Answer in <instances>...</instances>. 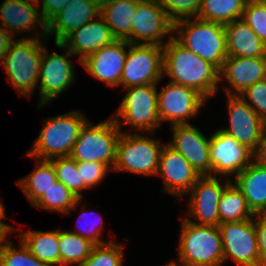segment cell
Instances as JSON below:
<instances>
[{
  "mask_svg": "<svg viewBox=\"0 0 266 266\" xmlns=\"http://www.w3.org/2000/svg\"><path fill=\"white\" fill-rule=\"evenodd\" d=\"M219 72L214 65L179 44L173 35L163 46V75H169L174 84L196 90L207 100L217 93L221 83Z\"/></svg>",
  "mask_w": 266,
  "mask_h": 266,
  "instance_id": "cell-1",
  "label": "cell"
},
{
  "mask_svg": "<svg viewBox=\"0 0 266 266\" xmlns=\"http://www.w3.org/2000/svg\"><path fill=\"white\" fill-rule=\"evenodd\" d=\"M173 32L179 34L173 35L179 44L221 70L228 56L224 25L190 18L175 22Z\"/></svg>",
  "mask_w": 266,
  "mask_h": 266,
  "instance_id": "cell-2",
  "label": "cell"
},
{
  "mask_svg": "<svg viewBox=\"0 0 266 266\" xmlns=\"http://www.w3.org/2000/svg\"><path fill=\"white\" fill-rule=\"evenodd\" d=\"M23 37L14 40L3 58L1 65L4 67L8 80L15 90L23 97L32 95L39 83V70L43 52L41 37Z\"/></svg>",
  "mask_w": 266,
  "mask_h": 266,
  "instance_id": "cell-3",
  "label": "cell"
},
{
  "mask_svg": "<svg viewBox=\"0 0 266 266\" xmlns=\"http://www.w3.org/2000/svg\"><path fill=\"white\" fill-rule=\"evenodd\" d=\"M181 220L178 262L185 266H222L224 254L218 226L197 225Z\"/></svg>",
  "mask_w": 266,
  "mask_h": 266,
  "instance_id": "cell-4",
  "label": "cell"
},
{
  "mask_svg": "<svg viewBox=\"0 0 266 266\" xmlns=\"http://www.w3.org/2000/svg\"><path fill=\"white\" fill-rule=\"evenodd\" d=\"M80 111L47 118L38 138L26 155L33 159L52 160L68 157L82 125L88 120Z\"/></svg>",
  "mask_w": 266,
  "mask_h": 266,
  "instance_id": "cell-5",
  "label": "cell"
},
{
  "mask_svg": "<svg viewBox=\"0 0 266 266\" xmlns=\"http://www.w3.org/2000/svg\"><path fill=\"white\" fill-rule=\"evenodd\" d=\"M113 117L95 125L87 120L80 128L69 156L77 162L103 163L112 170L116 161L117 142L122 133Z\"/></svg>",
  "mask_w": 266,
  "mask_h": 266,
  "instance_id": "cell-6",
  "label": "cell"
},
{
  "mask_svg": "<svg viewBox=\"0 0 266 266\" xmlns=\"http://www.w3.org/2000/svg\"><path fill=\"white\" fill-rule=\"evenodd\" d=\"M164 144L160 140L138 134L123 132L117 142L116 161L112 171L155 176L159 167L160 152Z\"/></svg>",
  "mask_w": 266,
  "mask_h": 266,
  "instance_id": "cell-7",
  "label": "cell"
},
{
  "mask_svg": "<svg viewBox=\"0 0 266 266\" xmlns=\"http://www.w3.org/2000/svg\"><path fill=\"white\" fill-rule=\"evenodd\" d=\"M157 85L148 84L125 89L128 90L114 114L117 118H113L119 128L128 124L139 132L150 133L159 128L162 123L158 112ZM118 117L123 119L122 123Z\"/></svg>",
  "mask_w": 266,
  "mask_h": 266,
  "instance_id": "cell-8",
  "label": "cell"
},
{
  "mask_svg": "<svg viewBox=\"0 0 266 266\" xmlns=\"http://www.w3.org/2000/svg\"><path fill=\"white\" fill-rule=\"evenodd\" d=\"M123 67L120 85L124 88L158 84L163 75V46L131 44Z\"/></svg>",
  "mask_w": 266,
  "mask_h": 266,
  "instance_id": "cell-9",
  "label": "cell"
},
{
  "mask_svg": "<svg viewBox=\"0 0 266 266\" xmlns=\"http://www.w3.org/2000/svg\"><path fill=\"white\" fill-rule=\"evenodd\" d=\"M57 48L64 49V54L53 52L49 55L43 44L41 65L39 70L40 97L39 107L50 104L57 96L62 94L75 80V72L70 62L74 55L61 43H55Z\"/></svg>",
  "mask_w": 266,
  "mask_h": 266,
  "instance_id": "cell-10",
  "label": "cell"
},
{
  "mask_svg": "<svg viewBox=\"0 0 266 266\" xmlns=\"http://www.w3.org/2000/svg\"><path fill=\"white\" fill-rule=\"evenodd\" d=\"M224 262L238 266H265L259 257L254 217L241 222L220 224Z\"/></svg>",
  "mask_w": 266,
  "mask_h": 266,
  "instance_id": "cell-11",
  "label": "cell"
},
{
  "mask_svg": "<svg viewBox=\"0 0 266 266\" xmlns=\"http://www.w3.org/2000/svg\"><path fill=\"white\" fill-rule=\"evenodd\" d=\"M173 24L156 0L138 2L131 34L125 40L131 44L164 46L162 39L173 34Z\"/></svg>",
  "mask_w": 266,
  "mask_h": 266,
  "instance_id": "cell-12",
  "label": "cell"
},
{
  "mask_svg": "<svg viewBox=\"0 0 266 266\" xmlns=\"http://www.w3.org/2000/svg\"><path fill=\"white\" fill-rule=\"evenodd\" d=\"M157 97L160 122L167 120L171 126L189 124V119L197 116L206 100L196 90L172 82L157 91Z\"/></svg>",
  "mask_w": 266,
  "mask_h": 266,
  "instance_id": "cell-13",
  "label": "cell"
},
{
  "mask_svg": "<svg viewBox=\"0 0 266 266\" xmlns=\"http://www.w3.org/2000/svg\"><path fill=\"white\" fill-rule=\"evenodd\" d=\"M253 161V152L232 136L217 129L210 136L211 176H232L246 169Z\"/></svg>",
  "mask_w": 266,
  "mask_h": 266,
  "instance_id": "cell-14",
  "label": "cell"
},
{
  "mask_svg": "<svg viewBox=\"0 0 266 266\" xmlns=\"http://www.w3.org/2000/svg\"><path fill=\"white\" fill-rule=\"evenodd\" d=\"M231 182V179L225 178V184H222L217 176H201L187 193L190 195L188 217L195 218L198 223L191 218L186 219L197 225L219 226L218 203Z\"/></svg>",
  "mask_w": 266,
  "mask_h": 266,
  "instance_id": "cell-15",
  "label": "cell"
},
{
  "mask_svg": "<svg viewBox=\"0 0 266 266\" xmlns=\"http://www.w3.org/2000/svg\"><path fill=\"white\" fill-rule=\"evenodd\" d=\"M173 137L167 144L179 152L200 176H211L210 137L189 124L172 125Z\"/></svg>",
  "mask_w": 266,
  "mask_h": 266,
  "instance_id": "cell-16",
  "label": "cell"
},
{
  "mask_svg": "<svg viewBox=\"0 0 266 266\" xmlns=\"http://www.w3.org/2000/svg\"><path fill=\"white\" fill-rule=\"evenodd\" d=\"M229 127L220 130L254 152L265 122L239 95H227Z\"/></svg>",
  "mask_w": 266,
  "mask_h": 266,
  "instance_id": "cell-17",
  "label": "cell"
},
{
  "mask_svg": "<svg viewBox=\"0 0 266 266\" xmlns=\"http://www.w3.org/2000/svg\"><path fill=\"white\" fill-rule=\"evenodd\" d=\"M163 179L164 191L179 199L186 195L201 177L191 164L177 151L164 144L156 176Z\"/></svg>",
  "mask_w": 266,
  "mask_h": 266,
  "instance_id": "cell-18",
  "label": "cell"
},
{
  "mask_svg": "<svg viewBox=\"0 0 266 266\" xmlns=\"http://www.w3.org/2000/svg\"><path fill=\"white\" fill-rule=\"evenodd\" d=\"M126 47V40L116 39L112 44L103 46L88 56L81 65L91 76L105 82L107 86L118 87L126 60Z\"/></svg>",
  "mask_w": 266,
  "mask_h": 266,
  "instance_id": "cell-19",
  "label": "cell"
},
{
  "mask_svg": "<svg viewBox=\"0 0 266 266\" xmlns=\"http://www.w3.org/2000/svg\"><path fill=\"white\" fill-rule=\"evenodd\" d=\"M231 85L224 86L227 95H241L248 87L266 78V57L227 56L219 72Z\"/></svg>",
  "mask_w": 266,
  "mask_h": 266,
  "instance_id": "cell-20",
  "label": "cell"
},
{
  "mask_svg": "<svg viewBox=\"0 0 266 266\" xmlns=\"http://www.w3.org/2000/svg\"><path fill=\"white\" fill-rule=\"evenodd\" d=\"M101 13V0H71L46 26L47 37L61 43L70 33Z\"/></svg>",
  "mask_w": 266,
  "mask_h": 266,
  "instance_id": "cell-21",
  "label": "cell"
},
{
  "mask_svg": "<svg viewBox=\"0 0 266 266\" xmlns=\"http://www.w3.org/2000/svg\"><path fill=\"white\" fill-rule=\"evenodd\" d=\"M116 38L104 18L99 15L96 19L85 23L70 33L61 44L73 55L79 56L81 63L88 56L94 54L103 46L112 44Z\"/></svg>",
  "mask_w": 266,
  "mask_h": 266,
  "instance_id": "cell-22",
  "label": "cell"
},
{
  "mask_svg": "<svg viewBox=\"0 0 266 266\" xmlns=\"http://www.w3.org/2000/svg\"><path fill=\"white\" fill-rule=\"evenodd\" d=\"M36 2L28 0H4L0 6L1 26L13 37L14 33L36 31L41 26L42 37H47L46 24L41 18L39 7ZM40 24V25H38Z\"/></svg>",
  "mask_w": 266,
  "mask_h": 266,
  "instance_id": "cell-23",
  "label": "cell"
},
{
  "mask_svg": "<svg viewBox=\"0 0 266 266\" xmlns=\"http://www.w3.org/2000/svg\"><path fill=\"white\" fill-rule=\"evenodd\" d=\"M228 56L266 57V45L243 18L224 25Z\"/></svg>",
  "mask_w": 266,
  "mask_h": 266,
  "instance_id": "cell-24",
  "label": "cell"
},
{
  "mask_svg": "<svg viewBox=\"0 0 266 266\" xmlns=\"http://www.w3.org/2000/svg\"><path fill=\"white\" fill-rule=\"evenodd\" d=\"M234 185L242 192L254 213L266 210V165L254 160L235 176Z\"/></svg>",
  "mask_w": 266,
  "mask_h": 266,
  "instance_id": "cell-25",
  "label": "cell"
},
{
  "mask_svg": "<svg viewBox=\"0 0 266 266\" xmlns=\"http://www.w3.org/2000/svg\"><path fill=\"white\" fill-rule=\"evenodd\" d=\"M137 3L133 0H101L100 15L117 40H125L131 34Z\"/></svg>",
  "mask_w": 266,
  "mask_h": 266,
  "instance_id": "cell-26",
  "label": "cell"
},
{
  "mask_svg": "<svg viewBox=\"0 0 266 266\" xmlns=\"http://www.w3.org/2000/svg\"><path fill=\"white\" fill-rule=\"evenodd\" d=\"M29 252L48 266H60L57 231H27L18 235Z\"/></svg>",
  "mask_w": 266,
  "mask_h": 266,
  "instance_id": "cell-27",
  "label": "cell"
},
{
  "mask_svg": "<svg viewBox=\"0 0 266 266\" xmlns=\"http://www.w3.org/2000/svg\"><path fill=\"white\" fill-rule=\"evenodd\" d=\"M36 160L34 170L17 181L32 206L57 182L53 163L50 160Z\"/></svg>",
  "mask_w": 266,
  "mask_h": 266,
  "instance_id": "cell-28",
  "label": "cell"
},
{
  "mask_svg": "<svg viewBox=\"0 0 266 266\" xmlns=\"http://www.w3.org/2000/svg\"><path fill=\"white\" fill-rule=\"evenodd\" d=\"M219 225L251 219L255 214L250 210L242 192L233 181L224 189L218 203Z\"/></svg>",
  "mask_w": 266,
  "mask_h": 266,
  "instance_id": "cell-29",
  "label": "cell"
},
{
  "mask_svg": "<svg viewBox=\"0 0 266 266\" xmlns=\"http://www.w3.org/2000/svg\"><path fill=\"white\" fill-rule=\"evenodd\" d=\"M60 266H79L91 254L95 246L90 240L70 231L58 229Z\"/></svg>",
  "mask_w": 266,
  "mask_h": 266,
  "instance_id": "cell-30",
  "label": "cell"
},
{
  "mask_svg": "<svg viewBox=\"0 0 266 266\" xmlns=\"http://www.w3.org/2000/svg\"><path fill=\"white\" fill-rule=\"evenodd\" d=\"M247 0H202L199 19L226 25L243 16Z\"/></svg>",
  "mask_w": 266,
  "mask_h": 266,
  "instance_id": "cell-31",
  "label": "cell"
},
{
  "mask_svg": "<svg viewBox=\"0 0 266 266\" xmlns=\"http://www.w3.org/2000/svg\"><path fill=\"white\" fill-rule=\"evenodd\" d=\"M82 199H78L62 182L57 181L45 194L33 205L36 208L62 214H70L76 209Z\"/></svg>",
  "mask_w": 266,
  "mask_h": 266,
  "instance_id": "cell-32",
  "label": "cell"
},
{
  "mask_svg": "<svg viewBox=\"0 0 266 266\" xmlns=\"http://www.w3.org/2000/svg\"><path fill=\"white\" fill-rule=\"evenodd\" d=\"M50 161L53 163L57 181L62 182L78 199H82V191L88 187L81 181L77 161L70 156L58 157Z\"/></svg>",
  "mask_w": 266,
  "mask_h": 266,
  "instance_id": "cell-33",
  "label": "cell"
},
{
  "mask_svg": "<svg viewBox=\"0 0 266 266\" xmlns=\"http://www.w3.org/2000/svg\"><path fill=\"white\" fill-rule=\"evenodd\" d=\"M123 246L109 241L95 245L91 254L79 266H123Z\"/></svg>",
  "mask_w": 266,
  "mask_h": 266,
  "instance_id": "cell-34",
  "label": "cell"
},
{
  "mask_svg": "<svg viewBox=\"0 0 266 266\" xmlns=\"http://www.w3.org/2000/svg\"><path fill=\"white\" fill-rule=\"evenodd\" d=\"M0 266H48L32 255L20 241V248H15L12 241H8L0 252Z\"/></svg>",
  "mask_w": 266,
  "mask_h": 266,
  "instance_id": "cell-35",
  "label": "cell"
},
{
  "mask_svg": "<svg viewBox=\"0 0 266 266\" xmlns=\"http://www.w3.org/2000/svg\"><path fill=\"white\" fill-rule=\"evenodd\" d=\"M242 18L266 45V0H247Z\"/></svg>",
  "mask_w": 266,
  "mask_h": 266,
  "instance_id": "cell-36",
  "label": "cell"
},
{
  "mask_svg": "<svg viewBox=\"0 0 266 266\" xmlns=\"http://www.w3.org/2000/svg\"><path fill=\"white\" fill-rule=\"evenodd\" d=\"M175 23L183 19L197 18L202 0H156Z\"/></svg>",
  "mask_w": 266,
  "mask_h": 266,
  "instance_id": "cell-37",
  "label": "cell"
},
{
  "mask_svg": "<svg viewBox=\"0 0 266 266\" xmlns=\"http://www.w3.org/2000/svg\"><path fill=\"white\" fill-rule=\"evenodd\" d=\"M239 96L266 123V78L252 84Z\"/></svg>",
  "mask_w": 266,
  "mask_h": 266,
  "instance_id": "cell-38",
  "label": "cell"
},
{
  "mask_svg": "<svg viewBox=\"0 0 266 266\" xmlns=\"http://www.w3.org/2000/svg\"><path fill=\"white\" fill-rule=\"evenodd\" d=\"M82 211L81 213L79 214V218L77 220V223H80V222H84L85 221V225H82L81 224V227L79 225L76 224V228L77 230L75 232L71 231L72 233H75L83 238H86L88 240H90L92 243H94L95 245H102V244H105V243H108V242H105L104 240H102L100 237H101V228L103 227V218L102 216L99 214V213H96L100 216L99 218V221H100V224L98 221H93L91 218H89V213L88 211L85 210V206L82 207ZM92 215V214H91ZM90 215V216H91ZM94 215V213H93ZM92 215V216H93ZM97 217V216H96ZM88 218V219H87ZM90 220V221H89ZM79 221V222H78ZM87 222V224H86ZM84 224V223H83ZM99 224V225H98ZM101 225V226H100Z\"/></svg>",
  "mask_w": 266,
  "mask_h": 266,
  "instance_id": "cell-39",
  "label": "cell"
},
{
  "mask_svg": "<svg viewBox=\"0 0 266 266\" xmlns=\"http://www.w3.org/2000/svg\"><path fill=\"white\" fill-rule=\"evenodd\" d=\"M77 169L81 175V181L88 188L98 186L111 170L106 164L99 162H77Z\"/></svg>",
  "mask_w": 266,
  "mask_h": 266,
  "instance_id": "cell-40",
  "label": "cell"
},
{
  "mask_svg": "<svg viewBox=\"0 0 266 266\" xmlns=\"http://www.w3.org/2000/svg\"><path fill=\"white\" fill-rule=\"evenodd\" d=\"M255 216L254 224L259 257L261 262L266 266V213L260 212L255 214Z\"/></svg>",
  "mask_w": 266,
  "mask_h": 266,
  "instance_id": "cell-41",
  "label": "cell"
},
{
  "mask_svg": "<svg viewBox=\"0 0 266 266\" xmlns=\"http://www.w3.org/2000/svg\"><path fill=\"white\" fill-rule=\"evenodd\" d=\"M70 1L71 0H38L37 4L41 5L40 8L42 7L40 15L44 23L47 25Z\"/></svg>",
  "mask_w": 266,
  "mask_h": 266,
  "instance_id": "cell-42",
  "label": "cell"
},
{
  "mask_svg": "<svg viewBox=\"0 0 266 266\" xmlns=\"http://www.w3.org/2000/svg\"><path fill=\"white\" fill-rule=\"evenodd\" d=\"M253 160L262 165H266V123L261 131L258 146L253 152Z\"/></svg>",
  "mask_w": 266,
  "mask_h": 266,
  "instance_id": "cell-43",
  "label": "cell"
},
{
  "mask_svg": "<svg viewBox=\"0 0 266 266\" xmlns=\"http://www.w3.org/2000/svg\"><path fill=\"white\" fill-rule=\"evenodd\" d=\"M14 41V37L0 26V65L3 61L4 56L6 55L10 44Z\"/></svg>",
  "mask_w": 266,
  "mask_h": 266,
  "instance_id": "cell-44",
  "label": "cell"
},
{
  "mask_svg": "<svg viewBox=\"0 0 266 266\" xmlns=\"http://www.w3.org/2000/svg\"><path fill=\"white\" fill-rule=\"evenodd\" d=\"M14 230H15L14 227H0V252L4 247V245L8 242L6 240L7 236L13 233L12 231Z\"/></svg>",
  "mask_w": 266,
  "mask_h": 266,
  "instance_id": "cell-45",
  "label": "cell"
},
{
  "mask_svg": "<svg viewBox=\"0 0 266 266\" xmlns=\"http://www.w3.org/2000/svg\"><path fill=\"white\" fill-rule=\"evenodd\" d=\"M5 208L3 207V204L0 201V227H13V226H9L6 223H3V221H1V219H6L5 217Z\"/></svg>",
  "mask_w": 266,
  "mask_h": 266,
  "instance_id": "cell-46",
  "label": "cell"
},
{
  "mask_svg": "<svg viewBox=\"0 0 266 266\" xmlns=\"http://www.w3.org/2000/svg\"><path fill=\"white\" fill-rule=\"evenodd\" d=\"M178 263H180V264H178ZM169 262V264H166L165 266H185L183 263H181V262Z\"/></svg>",
  "mask_w": 266,
  "mask_h": 266,
  "instance_id": "cell-47",
  "label": "cell"
},
{
  "mask_svg": "<svg viewBox=\"0 0 266 266\" xmlns=\"http://www.w3.org/2000/svg\"><path fill=\"white\" fill-rule=\"evenodd\" d=\"M133 1H136V2H146V1H149V0H133Z\"/></svg>",
  "mask_w": 266,
  "mask_h": 266,
  "instance_id": "cell-48",
  "label": "cell"
},
{
  "mask_svg": "<svg viewBox=\"0 0 266 266\" xmlns=\"http://www.w3.org/2000/svg\"><path fill=\"white\" fill-rule=\"evenodd\" d=\"M28 1H33V2H36V3L38 2V0H28Z\"/></svg>",
  "mask_w": 266,
  "mask_h": 266,
  "instance_id": "cell-49",
  "label": "cell"
}]
</instances>
